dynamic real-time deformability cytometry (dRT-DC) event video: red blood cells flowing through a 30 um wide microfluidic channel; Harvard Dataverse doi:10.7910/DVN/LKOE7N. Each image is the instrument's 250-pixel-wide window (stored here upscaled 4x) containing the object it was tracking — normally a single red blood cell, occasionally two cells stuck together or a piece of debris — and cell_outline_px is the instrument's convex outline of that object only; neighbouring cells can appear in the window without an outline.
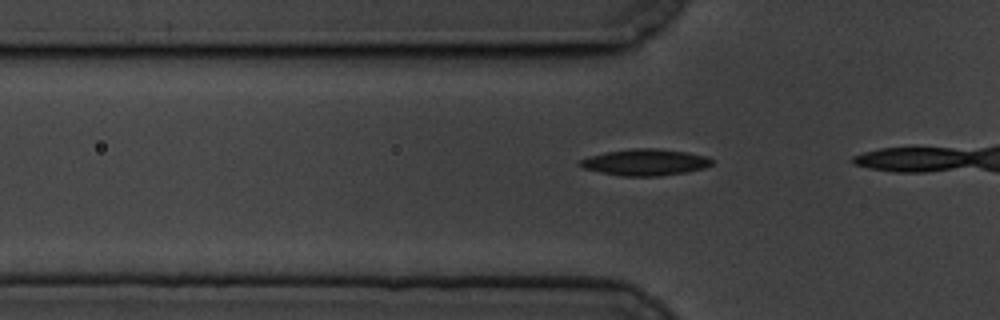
{"species": "common noctule bat (a hibernating species)", "species_latin": "Nyctalus noctula", "temperature_condition": "cold", "stored_images_in_passage": 9, "camera_frame_rate_fps": 3000, "um_per_image_px": 0.085, "animal": {"sex": "male", "body_mass_g": 19.5, "forearm_length_mm": 54.6}, "frame": {"image": 1, "passage_image": 6, "time_ms": 1.667, "image_size_px": [1000, 320], "cell_outline_px": [[716, 160], [712, 164], [704, 168], [688, 172], [656, 176], [620, 176], [600, 172], [584, 168], [576, 164], [580, 160], [588, 156], [608, 152], [632, 148], [656, 148], [688, 152], [708, 156]], "centroid_in_image_um": [54.88, 13.79], "position_along_channel_um": 70.9, "area_um2": 20.52}}